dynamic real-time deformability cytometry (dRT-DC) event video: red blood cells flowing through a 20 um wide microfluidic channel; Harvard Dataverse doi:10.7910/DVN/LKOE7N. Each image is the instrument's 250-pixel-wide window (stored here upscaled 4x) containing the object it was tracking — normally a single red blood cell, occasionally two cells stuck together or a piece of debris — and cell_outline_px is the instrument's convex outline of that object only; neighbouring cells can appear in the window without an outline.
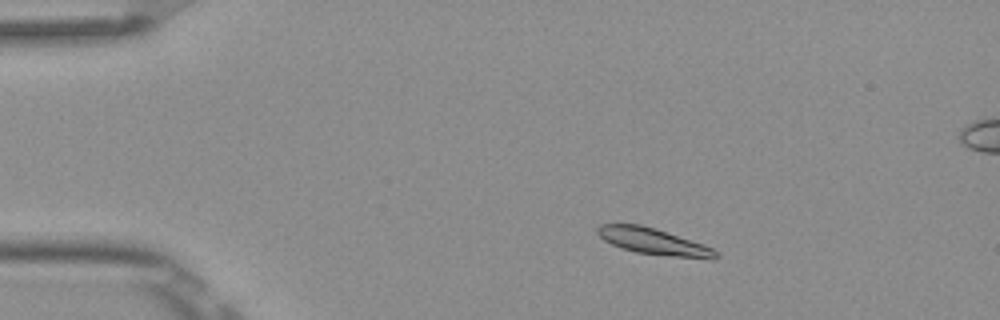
{"species": "Egyptian fruit bat (a non-hibernating species)", "species_latin": "Rousettus aegyptiacus", "temperature_condition": "room temperature", "stored_images_in_passage": 8, "camera_frame_rate_fps": 3000, "um_per_image_px": 0.085, "frame": {"image": 1, "passage_image": 2, "time_ms": 0.333, "image_size_px": [1000, 320], "cell_outline_px": [[720, 256], [712, 260], [672, 256], [636, 252], [620, 248], [604, 240], [596, 232], [596, 228], [600, 224], [640, 224], [656, 228], [704, 244], [720, 252]], "centroid_in_image_um": [55.6, 20.53], "position_along_channel_um": 29.4, "area_um2": 18.38}}
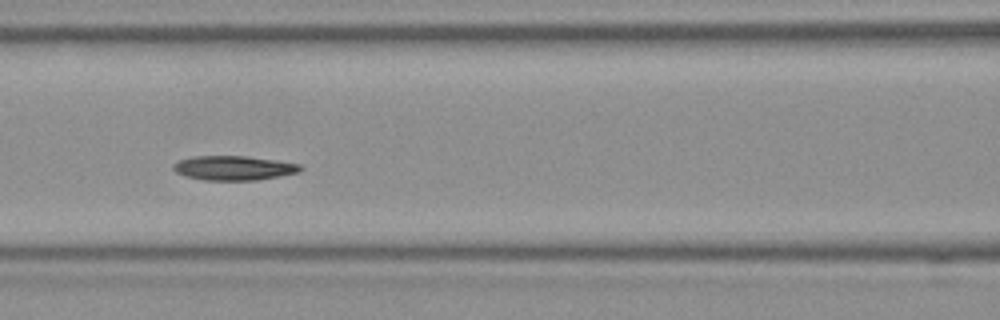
{"frame": {"image": 2, "passage_image": 6, "time_ms": 1.667, "image_size_px": [1000, 320], "cell_outline_px": [[304, 168], [300, 172], [280, 176], [256, 180], [204, 180], [184, 176], [176, 172], [172, 168], [172, 164], [180, 160], [192, 156], [244, 156], [276, 160], [300, 164]], "centroid_in_image_um": [19.87, 14.28], "position_along_channel_um": 146.7, "area_um2": 18.15}}
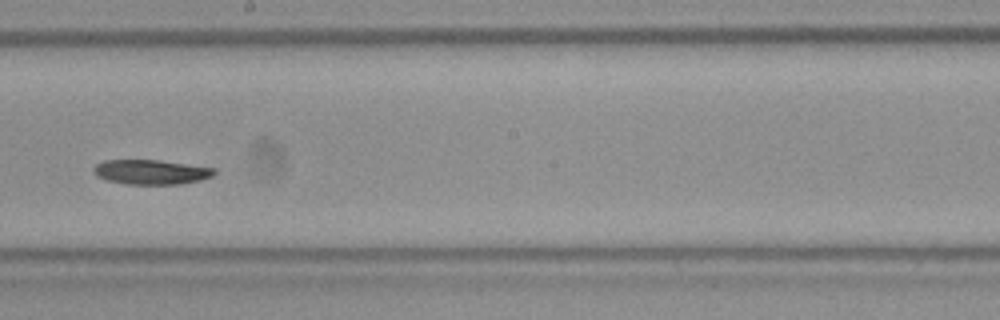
{"frame": {"image": 3, "passage_image": 8, "time_ms": 2.333, "image_size_px": [1000, 320], "cell_outline_px": [[216, 172], [212, 176], [200, 180], [180, 184], [124, 184], [108, 180], [96, 176], [92, 172], [92, 168], [96, 164], [104, 160], [160, 160], [216, 168]], "centroid_in_image_um": [12.82, 14.62], "position_along_channel_um": 235.4, "area_um2": 17.46}}